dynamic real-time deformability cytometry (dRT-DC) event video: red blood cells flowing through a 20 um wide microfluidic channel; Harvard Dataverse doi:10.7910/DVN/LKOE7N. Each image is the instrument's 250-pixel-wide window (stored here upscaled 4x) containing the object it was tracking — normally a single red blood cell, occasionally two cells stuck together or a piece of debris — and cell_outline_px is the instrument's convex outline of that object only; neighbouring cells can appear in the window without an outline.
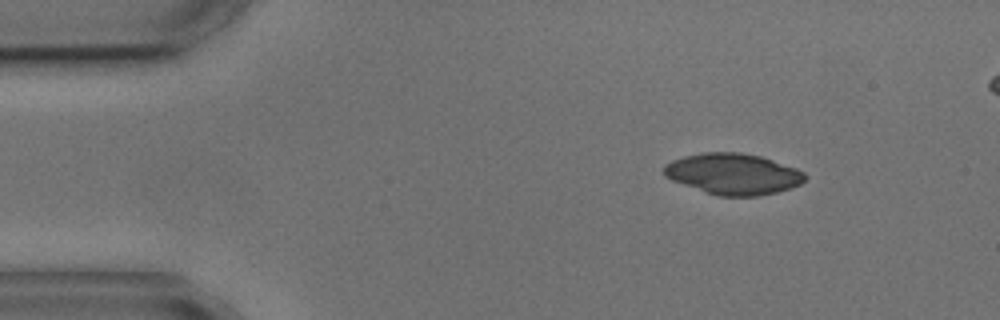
{"species": "common noctule bat (a hibernating species)", "species_latin": "Nyctalus noctula", "temperature_condition": "cold", "stored_images_in_passage": 5, "camera_frame_rate_fps": 3000, "um_per_image_px": 0.085, "animal": {"sex": "male", "body_mass_g": 17.9, "forearm_length_mm": 54.2}, "frame": {"image": 1, "passage_image": 1, "time_ms": 0.0, "image_size_px": [1000, 320], "cell_outline_px": [[808, 176], [800, 184], [792, 188], [776, 192], [756, 196], [720, 196], [672, 180], [664, 176], [664, 168], [672, 160], [684, 156], [700, 152], [740, 152], [760, 156], [796, 168], [804, 172]], "centroid_in_image_um": [62.35, 14.77], "position_along_channel_um": 22.7, "area_um2": 33.47}}